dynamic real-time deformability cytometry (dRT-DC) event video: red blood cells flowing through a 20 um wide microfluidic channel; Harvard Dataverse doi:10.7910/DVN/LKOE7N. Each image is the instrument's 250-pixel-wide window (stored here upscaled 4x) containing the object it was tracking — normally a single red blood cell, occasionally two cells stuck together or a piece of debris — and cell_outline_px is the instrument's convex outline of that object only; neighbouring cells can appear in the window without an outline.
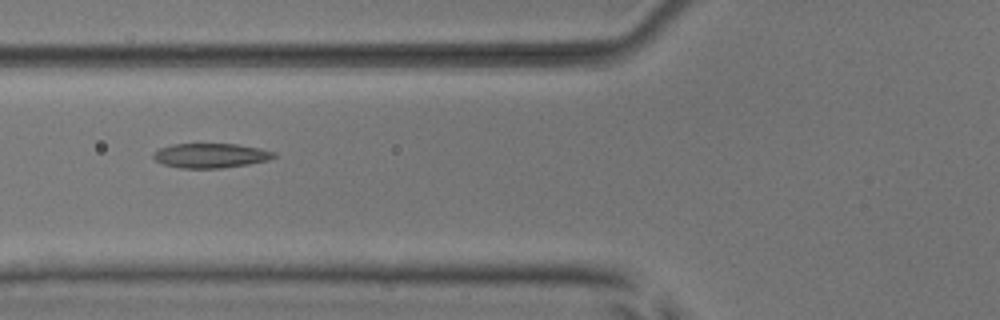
{"species": "common noctule bat (a hibernating species)", "species_latin": "Nyctalus noctula", "temperature_condition": "room temperature", "stored_images_in_passage": 7, "camera_frame_rate_fps": 3000, "um_per_image_px": 0.085, "animal": {"sex": "male", "body_mass_g": 17.9, "forearm_length_mm": 54.2}, "frame": {"image": 1, "passage_image": 7, "time_ms": 7.333, "image_size_px": [1000, 320], "cell_outline_px": [[276, 156], [268, 160], [248, 164], [220, 168], [180, 168], [164, 164], [156, 160], [152, 156], [160, 148], [172, 144], [236, 144], [260, 148], [276, 152]], "centroid_in_image_um": [17.93, 13.22], "position_along_channel_um": 107.9, "area_um2": 17.11}}